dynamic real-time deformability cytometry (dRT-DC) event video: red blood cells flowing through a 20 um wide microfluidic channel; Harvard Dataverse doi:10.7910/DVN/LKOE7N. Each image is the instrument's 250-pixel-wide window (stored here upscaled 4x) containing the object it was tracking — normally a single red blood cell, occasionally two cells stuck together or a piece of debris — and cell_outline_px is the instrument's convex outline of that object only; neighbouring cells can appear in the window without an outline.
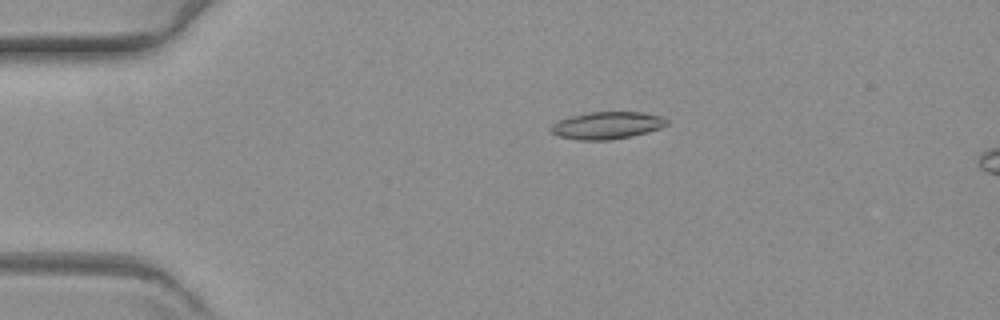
{"species": "common noctule bat (a hibernating species)", "species_latin": "Nyctalus noctula", "temperature_condition": "warm", "stored_images_in_passage": 17, "camera_frame_rate_fps": 3000, "um_per_image_px": 0.085, "animal": {"sex": "female", "body_mass_g": 19.3, "forearm_length_mm": 54.1}, "frame": {"image": 1, "passage_image": 12, "time_ms": 3.667, "image_size_px": [1000, 320], "cell_outline_px": [[668, 124], [660, 128], [648, 132], [632, 136], [608, 140], [576, 140], [556, 136], [548, 128], [552, 124], [568, 116], [592, 112], [640, 112], [660, 116], [668, 120]], "centroid_in_image_um": [51.55, 10.66], "position_along_channel_um": 33.4, "area_um2": 18.5}}